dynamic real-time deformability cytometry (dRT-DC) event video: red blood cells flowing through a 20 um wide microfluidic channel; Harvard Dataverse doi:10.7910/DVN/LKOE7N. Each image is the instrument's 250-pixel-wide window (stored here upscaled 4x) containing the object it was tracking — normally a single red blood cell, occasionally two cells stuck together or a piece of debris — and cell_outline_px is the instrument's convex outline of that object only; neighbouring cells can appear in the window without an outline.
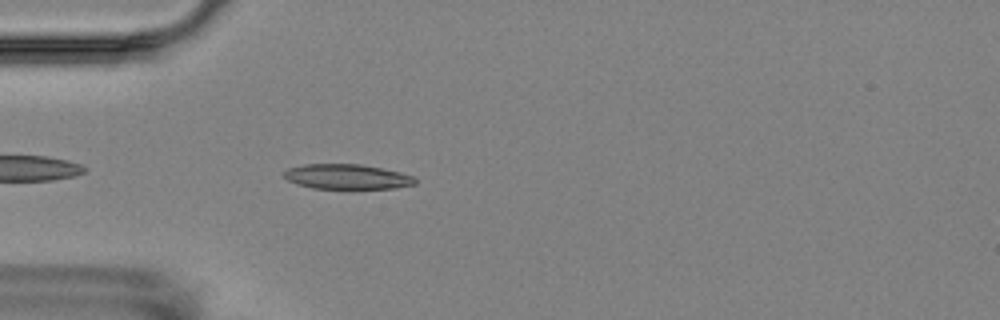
{"species": "Egyptian fruit bat (a non-hibernating species)", "species_latin": "Rousettus aegyptiacus", "temperature_condition": "room temperature", "stored_images_in_passage": 3, "camera_frame_rate_fps": 3000, "um_per_image_px": 0.085, "animal": {"sex": "female"}, "frame": {"image": 1, "passage_image": 3, "time_ms": 2.333, "image_size_px": [1000, 320], "cell_outline_px": [[416, 184], [396, 188], [312, 188], [296, 184], [288, 180], [284, 176], [284, 172], [288, 168], [304, 164], [360, 164], [400, 172], [412, 176], [416, 180]], "centroid_in_image_um": [29.48, 15.01], "position_along_channel_um": 55.5, "area_um2": 18.9}}